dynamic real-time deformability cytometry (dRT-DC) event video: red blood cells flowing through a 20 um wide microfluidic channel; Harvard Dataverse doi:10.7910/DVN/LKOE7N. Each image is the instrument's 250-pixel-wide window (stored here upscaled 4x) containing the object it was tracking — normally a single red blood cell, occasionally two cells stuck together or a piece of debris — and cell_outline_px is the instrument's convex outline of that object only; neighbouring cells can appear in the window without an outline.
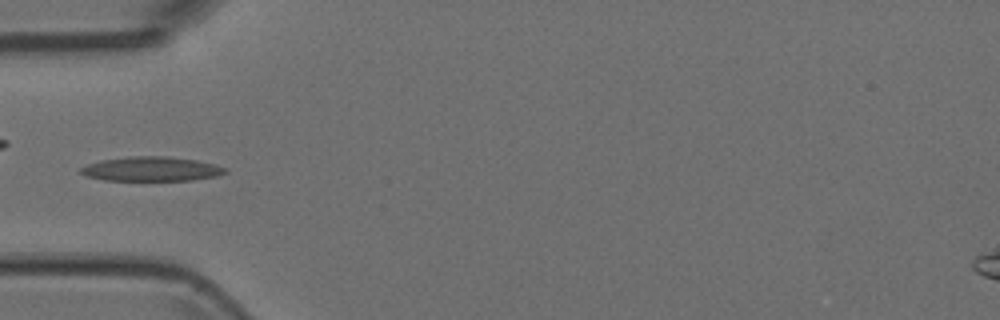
{"species": "Egyptian fruit bat (a non-hibernating species)", "species_latin": "Rousettus aegyptiacus", "temperature_condition": "room temperature", "stored_images_in_passage": 4, "camera_frame_rate_fps": 3000, "um_per_image_px": 0.085, "animal": {"sex": "female"}, "frame": {"image": 1, "passage_image": 4, "time_ms": 1.0, "image_size_px": [1000, 320], "cell_outline_px": [[228, 172], [220, 176], [192, 180], [104, 180], [84, 176], [80, 172], [80, 168], [88, 164], [100, 160], [132, 156], [168, 156], [196, 160], [216, 164], [228, 168]], "centroid_in_image_um": [12.91, 14.36], "position_along_channel_um": 72.1, "area_um2": 20.75}}